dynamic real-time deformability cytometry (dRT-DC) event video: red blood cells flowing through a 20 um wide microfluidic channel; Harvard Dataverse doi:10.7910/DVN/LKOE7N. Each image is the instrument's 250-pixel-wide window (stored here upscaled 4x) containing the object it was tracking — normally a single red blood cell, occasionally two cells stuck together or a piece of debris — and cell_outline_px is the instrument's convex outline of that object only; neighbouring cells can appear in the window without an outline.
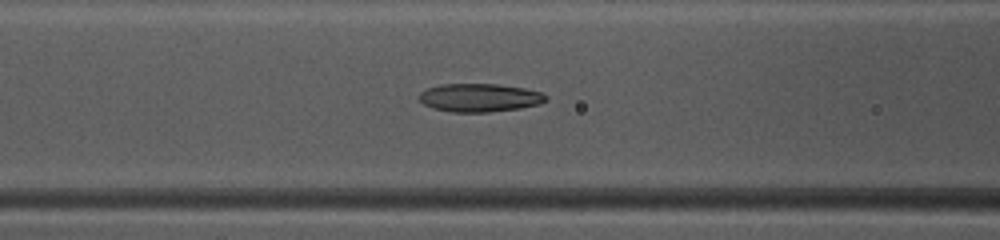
{"species": "common noctule bat (a hibernating species)", "species_latin": "Nyctalus noctula", "temperature_condition": "warm", "stored_images_in_passage": 48, "camera_frame_rate_fps": 3000, "um_per_image_px": 0.085, "animal": {"sex": "female", "body_mass_g": 10.0, "forearm_length_mm": 53.1}, "frame": {"image": 1, "passage_image": 20, "time_ms": 6.333, "image_size_px": [1000, 240], "cell_outline_px": [[548, 100], [540, 104], [520, 108], [488, 112], [452, 112], [432, 108], [424, 104], [420, 100], [420, 92], [428, 88], [440, 84], [500, 84], [524, 88], [544, 92], [548, 96]], "centroid_in_image_um": [40.82, 8.3], "position_along_channel_um": 125.8, "area_um2": 21.04}}
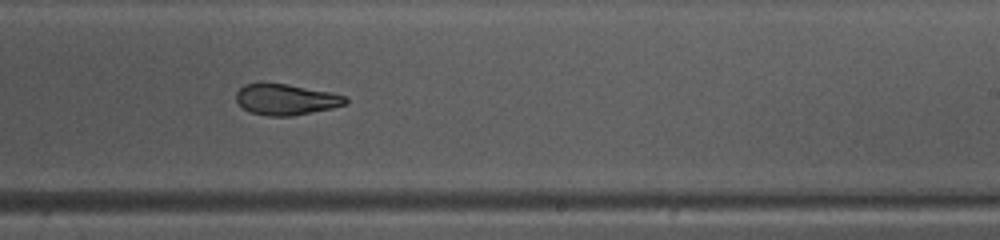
{"frame": {"image": 2, "passage_image": 30, "time_ms": 9.667, "image_size_px": [1000, 240], "cell_outline_px": [[348, 100], [344, 104], [332, 108], [292, 116], [268, 116], [248, 112], [236, 100], [236, 92], [244, 84], [260, 80], [288, 84], [332, 92], [344, 96]], "centroid_in_image_um": [24.24, 8.42], "position_along_channel_um": 264.8, "area_um2": 20.17}}
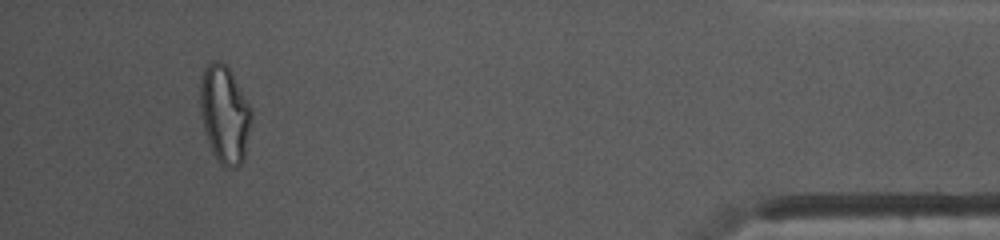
{"frame": {"image": 3, "passage_image": 45, "time_ms": 14.667, "image_size_px": [1000, 240], "cell_outline_px": [[252, 124], [244, 160], [236, 168], [228, 168], [220, 164], [212, 152], [204, 128], [200, 112], [200, 76], [204, 68], [212, 60], [220, 60], [232, 72], [252, 108]], "centroid_in_image_um": [19.11, 9.71], "position_along_channel_um": 416.1, "area_um2": 29.71}, "authors_computed_cell_mechanics": {"area_um2": 21.7617, "velocity_mm_per_s": 4.1594, "shape_relaxation_time_tau1_ms": null, "shape_relaxation_time_tau2_ms": 2.5803, "deformation_change_tau1": null, "deformation_change_tau2": 0.1059}}